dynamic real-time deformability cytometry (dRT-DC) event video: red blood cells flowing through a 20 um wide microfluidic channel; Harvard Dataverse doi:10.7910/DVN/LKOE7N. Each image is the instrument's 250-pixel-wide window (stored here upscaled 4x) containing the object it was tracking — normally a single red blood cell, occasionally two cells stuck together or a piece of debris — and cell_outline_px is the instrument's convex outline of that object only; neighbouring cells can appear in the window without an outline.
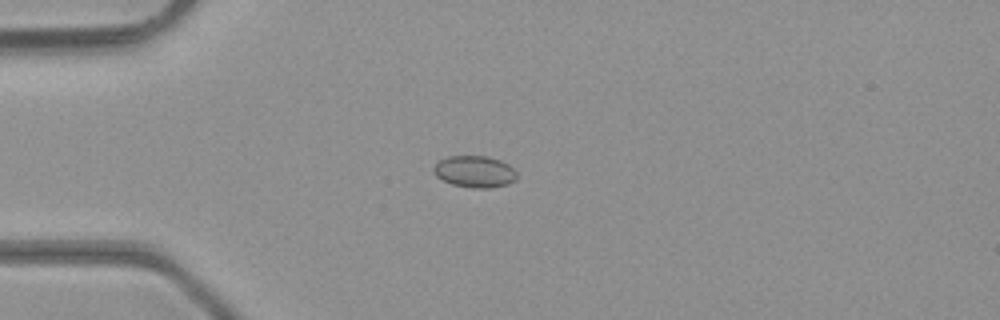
{"species": "common noctule bat (a hibernating species)", "species_latin": "Nyctalus noctula", "temperature_condition": "room temperature", "stored_images_in_passage": 48, "camera_frame_rate_fps": 3000, "um_per_image_px": 0.085, "animal": {"sex": "male", "body_mass_g": 23.1, "forearm_length_mm": 52.7}, "frame": {"image": 1, "passage_image": 13, "time_ms": 4.0, "image_size_px": [1000, 320], "cell_outline_px": [[516, 180], [508, 184], [492, 188], [472, 188], [452, 184], [436, 176], [432, 172], [432, 168], [440, 160], [448, 156], [488, 156], [500, 160], [508, 164], [516, 172]], "centroid_in_image_um": [40.35, 14.59], "position_along_channel_um": 44.7, "area_um2": 15.43}}
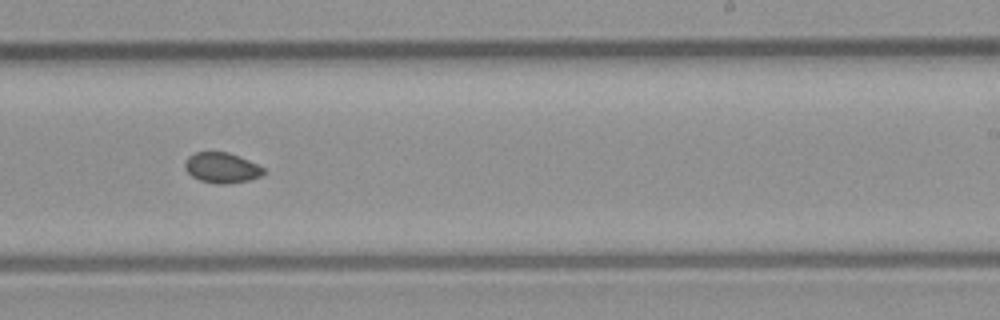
{"frame": {"image": 2, "passage_image": 30, "time_ms": 9.667, "image_size_px": [1000, 320], "cell_outline_px": [[264, 172], [260, 176], [248, 180], [228, 184], [216, 184], [200, 180], [192, 176], [184, 168], [184, 164], [188, 156], [196, 152], [228, 152], [248, 160], [264, 168]], "centroid_in_image_um": [18.82, 14.26], "position_along_channel_um": 270.2, "area_um2": 13.81}}
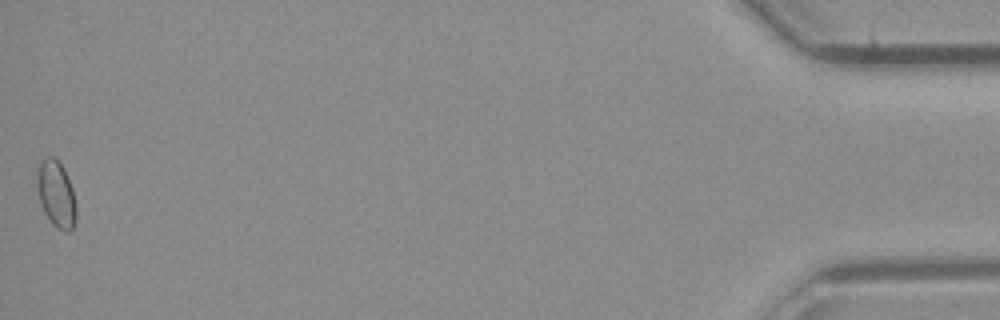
{"frame": {"image": 3, "passage_image": 48, "time_ms": 15.667, "image_size_px": [1000, 320], "cell_outline_px": [[76, 216], [72, 228], [68, 232], [56, 228], [52, 224], [44, 212], [40, 204], [36, 188], [36, 172], [40, 160], [48, 156], [52, 156], [64, 168], [72, 188], [76, 204]], "centroid_in_image_um": [4.74, 16.48], "position_along_channel_um": 430.5, "area_um2": 15.37}, "authors_computed_cell_mechanics": {"area_um2": 14.3344, "velocity_mm_per_s": 4.3495, "shape_relaxation_time_tau1_ms": null, "shape_relaxation_time_tau2_ms": 4.4266, "deformation_change_tau1": null, "deformation_change_tau2": 0.0502}}